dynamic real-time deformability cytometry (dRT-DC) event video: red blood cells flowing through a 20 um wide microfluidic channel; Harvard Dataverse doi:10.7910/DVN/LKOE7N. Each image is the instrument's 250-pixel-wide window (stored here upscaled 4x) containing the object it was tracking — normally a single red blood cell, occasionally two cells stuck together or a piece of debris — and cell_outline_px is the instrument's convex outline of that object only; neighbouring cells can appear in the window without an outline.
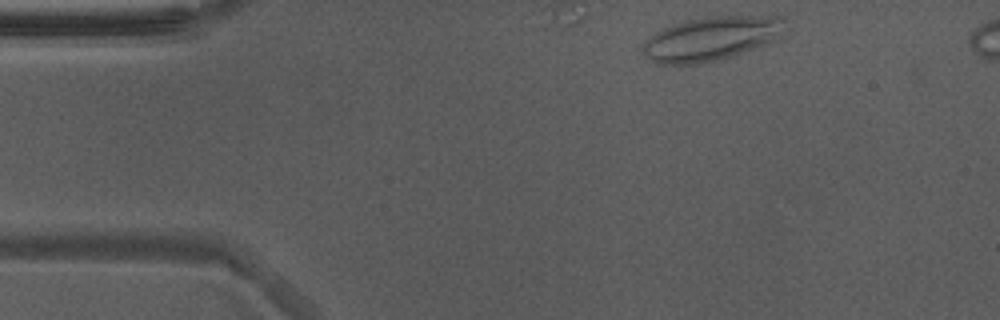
{"species": "Egyptian fruit bat (a non-hibernating species)", "species_latin": "Rousettus aegyptiacus", "temperature_condition": "warm", "stored_images_in_passage": 4, "camera_frame_rate_fps": 3000, "um_per_image_px": 0.085, "animal": {"sex": "male"}, "frame": {"image": 1, "passage_image": 2, "time_ms": 0.333, "image_size_px": [1000, 320], "cell_outline_px": [[784, 20], [780, 36], [764, 44], [732, 56], [716, 60], [696, 64], [656, 64], [644, 56], [640, 52], [640, 48], [644, 40], [656, 32], [672, 24], [684, 20], [708, 16], [784, 16]], "centroid_in_image_um": [60.35, 3.28], "position_along_channel_um": 24.6, "area_um2": 36.47}}